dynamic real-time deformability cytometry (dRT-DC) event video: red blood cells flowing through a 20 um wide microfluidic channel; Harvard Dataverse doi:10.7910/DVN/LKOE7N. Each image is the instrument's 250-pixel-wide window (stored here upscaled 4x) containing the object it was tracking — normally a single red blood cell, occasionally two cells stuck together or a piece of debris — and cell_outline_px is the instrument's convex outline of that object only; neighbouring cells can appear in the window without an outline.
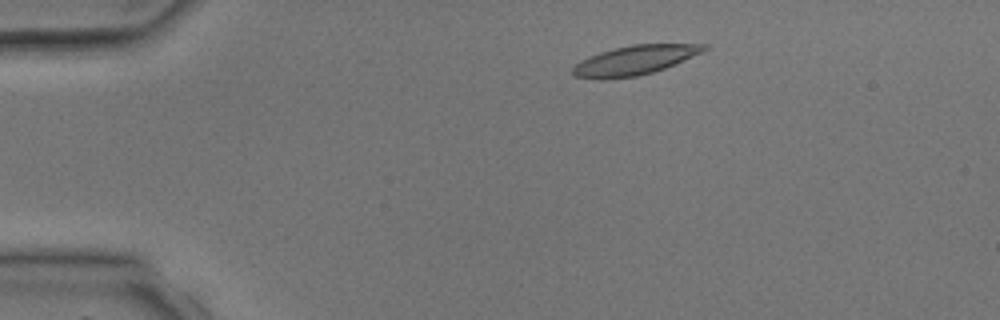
{"species": "common noctule bat (a hibernating species)", "species_latin": "Nyctalus noctula", "temperature_condition": "room temperature", "stored_images_in_passage": 3, "camera_frame_rate_fps": 3000, "um_per_image_px": 0.085, "animal": {"sex": "male", "body_mass_g": 17.9, "forearm_length_mm": 54.2}, "frame": {"image": 1, "passage_image": 3, "time_ms": 3.333, "image_size_px": [1000, 320], "cell_outline_px": [[708, 48], [704, 52], [676, 64], [652, 72], [636, 76], [604, 80], [576, 76], [572, 72], [572, 68], [580, 60], [600, 52], [632, 44], [708, 44]], "centroid_in_image_um": [53.98, 5.12], "position_along_channel_um": 31.0, "area_um2": 22.43}}